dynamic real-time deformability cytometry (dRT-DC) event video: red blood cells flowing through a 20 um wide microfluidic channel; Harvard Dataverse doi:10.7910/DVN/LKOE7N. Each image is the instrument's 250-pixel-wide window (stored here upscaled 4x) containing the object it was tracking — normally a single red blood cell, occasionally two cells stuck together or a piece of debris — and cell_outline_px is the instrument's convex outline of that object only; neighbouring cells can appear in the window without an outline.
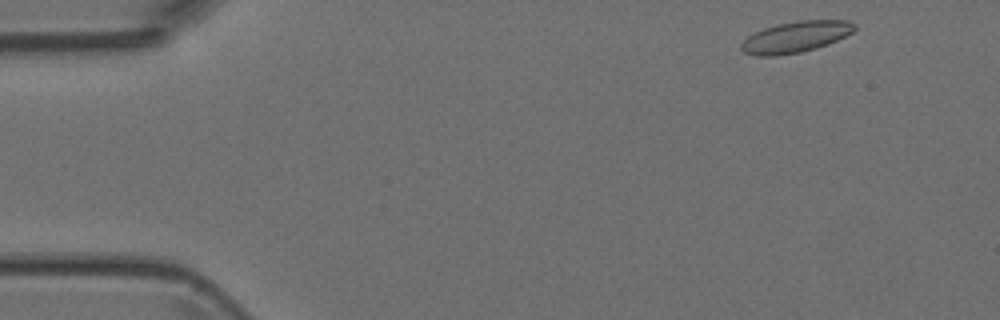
{"species": "Egyptian fruit bat (a non-hibernating species)", "species_latin": "Rousettus aegyptiacus", "temperature_condition": "room temperature", "stored_images_in_passage": 4, "camera_frame_rate_fps": 3000, "um_per_image_px": 0.085, "animal": {"sex": "female"}, "frame": {"image": 1, "passage_image": 1, "time_ms": 0.0, "image_size_px": [1000, 320], "cell_outline_px": [[856, 28], [852, 32], [828, 44], [816, 48], [800, 52], [776, 56], [756, 56], [744, 52], [740, 48], [740, 44], [748, 36], [764, 28], [776, 24], [800, 20], [848, 20], [856, 24]], "centroid_in_image_um": [67.62, 3.14], "position_along_channel_um": 17.4, "area_um2": 20.52}}
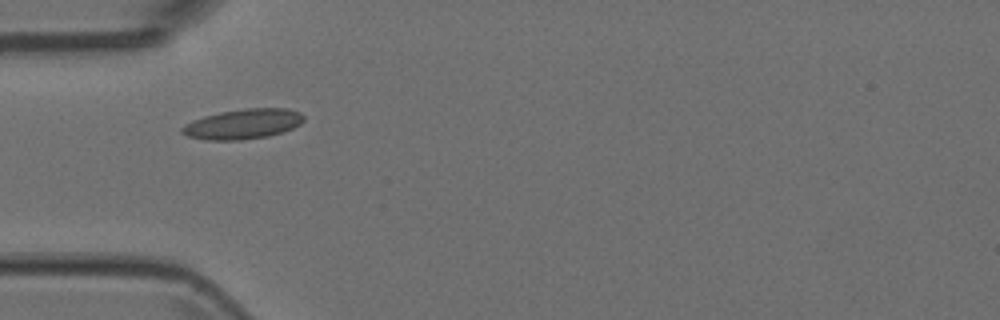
{"frame": {"image": 2, "passage_image": 4, "time_ms": 1.0, "image_size_px": [1000, 320], "cell_outline_px": [[304, 120], [300, 124], [292, 128], [268, 136], [240, 140], [208, 140], [188, 136], [180, 132], [180, 128], [184, 124], [192, 120], [204, 116], [220, 112], [244, 108], [288, 108], [300, 112], [304, 116]], "centroid_in_image_um": [20.64, 10.53], "position_along_channel_um": 64.4, "area_um2": 21.33}}